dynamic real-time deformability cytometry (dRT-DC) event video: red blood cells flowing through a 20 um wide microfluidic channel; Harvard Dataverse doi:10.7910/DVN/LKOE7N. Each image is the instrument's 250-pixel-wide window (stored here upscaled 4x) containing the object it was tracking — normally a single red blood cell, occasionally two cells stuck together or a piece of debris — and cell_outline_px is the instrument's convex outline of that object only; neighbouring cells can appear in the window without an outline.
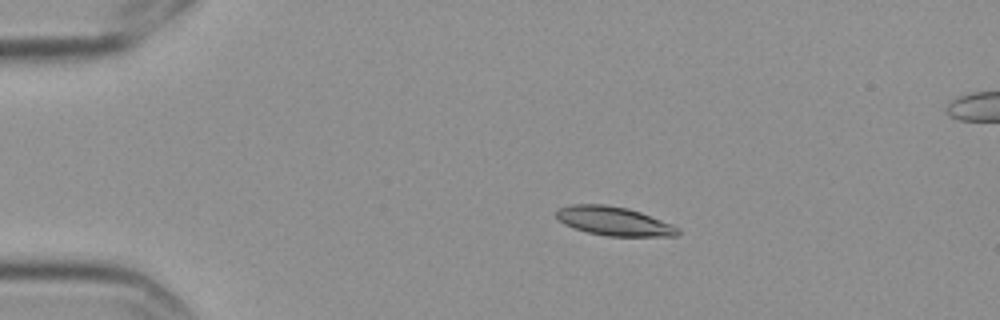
{"species": "Egyptian fruit bat (a non-hibernating species)", "species_latin": "Rousettus aegyptiacus", "temperature_condition": "cold", "stored_images_in_passage": 7, "camera_frame_rate_fps": 3000, "um_per_image_px": 0.085, "frame": {"image": 1, "passage_image": 4, "time_ms": 1.0, "image_size_px": [1000, 320], "cell_outline_px": [[680, 232], [676, 236], [608, 236], [588, 232], [572, 228], [564, 224], [556, 216], [556, 208], [572, 204], [604, 204], [628, 208], [640, 212], [672, 224], [680, 228]], "centroid_in_image_um": [52.17, 18.79], "position_along_channel_um": 32.8, "area_um2": 20.52}}
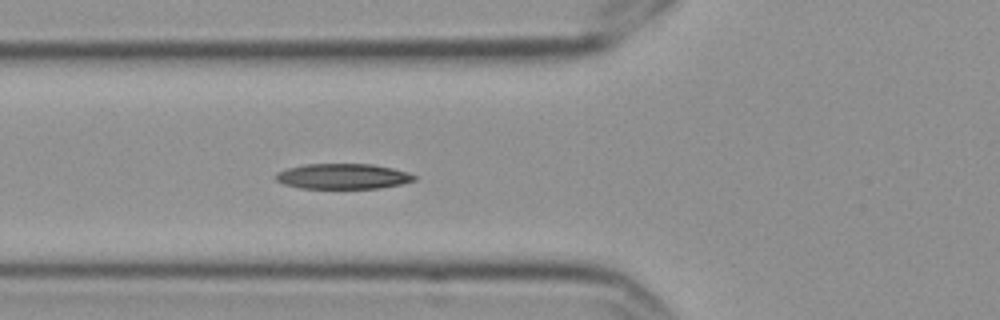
{"frame": {"image": 2, "passage_image": 7, "time_ms": 2.0, "image_size_px": [1000, 320], "cell_outline_px": [[416, 180], [400, 184], [380, 188], [300, 188], [284, 184], [276, 180], [276, 172], [288, 168], [304, 164], [372, 164], [392, 168], [408, 172], [416, 176]], "centroid_in_image_um": [29.15, 14.98], "position_along_channel_um": 96.7, "area_um2": 20.4}}